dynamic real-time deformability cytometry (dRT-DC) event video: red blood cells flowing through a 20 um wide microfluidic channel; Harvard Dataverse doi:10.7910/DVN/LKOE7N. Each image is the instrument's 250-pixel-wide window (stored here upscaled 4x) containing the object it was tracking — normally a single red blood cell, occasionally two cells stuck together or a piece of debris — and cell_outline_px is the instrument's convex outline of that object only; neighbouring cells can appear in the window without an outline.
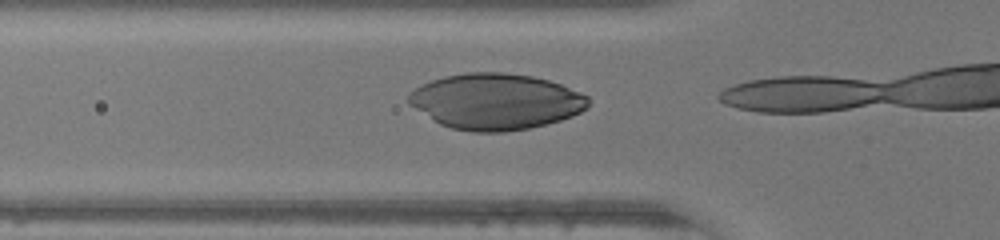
{"species": "human", "species_latin": "Homo sapiens", "temperature_condition": "warm", "stored_images_in_passage": 12, "camera_frame_rate_fps": 3000, "um_per_image_px": 0.085, "donor": {"sex": "female"}, "frame": {"image": 1, "passage_image": 10, "time_ms": 3.0, "image_size_px": [1000, 240], "cell_outline_px": [[588, 108], [572, 116], [560, 120], [528, 128], [504, 132], [472, 132], [452, 128], [440, 124], [408, 104], [408, 92], [432, 80], [444, 76], [464, 72], [504, 72], [532, 76], [548, 80], [560, 84], [580, 92], [588, 96]], "centroid_in_image_um": [42.13, 8.62], "position_along_channel_um": 83.7, "area_um2": 58.55}}